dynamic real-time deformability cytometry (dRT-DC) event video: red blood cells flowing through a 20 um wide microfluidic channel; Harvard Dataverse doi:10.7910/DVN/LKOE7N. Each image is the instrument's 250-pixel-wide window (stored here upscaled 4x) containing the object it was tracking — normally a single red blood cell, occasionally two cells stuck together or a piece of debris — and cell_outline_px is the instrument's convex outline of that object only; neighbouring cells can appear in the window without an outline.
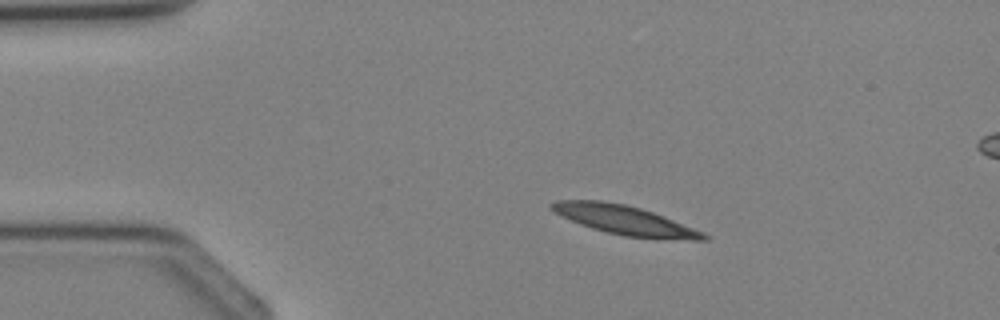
{"species": "Egyptian fruit bat (a non-hibernating species)", "species_latin": "Rousettus aegyptiacus", "temperature_condition": "cold", "stored_images_in_passage": 3, "camera_frame_rate_fps": 3000, "um_per_image_px": 0.085, "animal": {"sex": "female"}, "frame": {"image": 1, "passage_image": 1, "time_ms": 0.0, "image_size_px": [1000, 320], "cell_outline_px": [[708, 240], [692, 240], [624, 236], [592, 228], [580, 224], [548, 208], [548, 204], [556, 200], [600, 200], [624, 204], [640, 208], [664, 216], [704, 232], [708, 236]], "centroid_in_image_um": [53.1, 18.7], "position_along_channel_um": 31.9, "area_um2": 25.49}}